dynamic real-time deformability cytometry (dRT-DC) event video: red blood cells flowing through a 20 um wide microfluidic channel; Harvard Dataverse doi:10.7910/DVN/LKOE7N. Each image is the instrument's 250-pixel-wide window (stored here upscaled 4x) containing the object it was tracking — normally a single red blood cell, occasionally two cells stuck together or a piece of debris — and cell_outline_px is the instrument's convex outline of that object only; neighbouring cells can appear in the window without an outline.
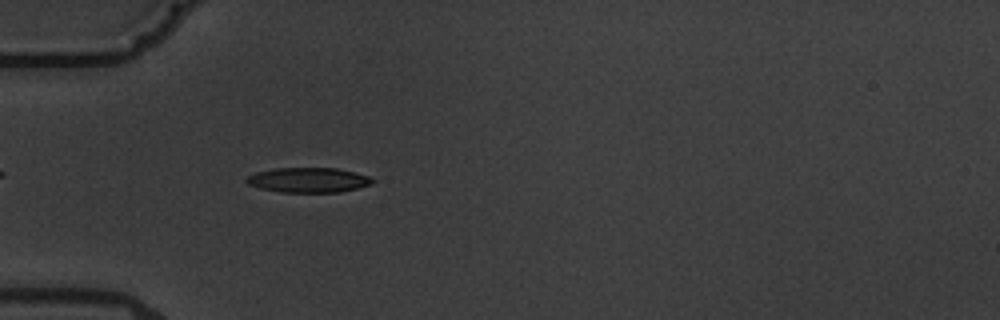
{"species": "common noctule bat (a hibernating species)", "species_latin": "Nyctalus noctula", "temperature_condition": "warm", "stored_images_in_passage": 6, "camera_frame_rate_fps": 3000, "um_per_image_px": 0.085, "animal": {"sex": "male", "body_mass_g": 19.5, "forearm_length_mm": 54.6}, "frame": {"image": 1, "passage_image": 6, "time_ms": 5.667, "image_size_px": [1000, 320], "cell_outline_px": [[376, 180], [372, 184], [340, 192], [280, 192], [260, 188], [248, 184], [244, 180], [248, 176], [256, 172], [276, 168], [336, 168], [368, 176]], "centroid_in_image_um": [26.2, 15.3], "position_along_channel_um": 58.8, "area_um2": 18.15}}